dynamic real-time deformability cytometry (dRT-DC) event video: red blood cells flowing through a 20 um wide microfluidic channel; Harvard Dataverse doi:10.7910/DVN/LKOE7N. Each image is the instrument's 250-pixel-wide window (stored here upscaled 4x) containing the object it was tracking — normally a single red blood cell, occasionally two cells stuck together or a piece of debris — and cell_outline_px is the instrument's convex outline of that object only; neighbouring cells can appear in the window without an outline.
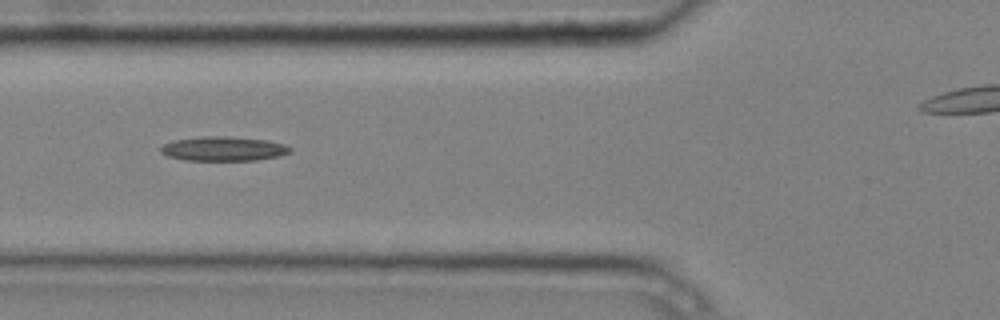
{"species": "common noctule bat (a hibernating species)", "species_latin": "Nyctalus noctula", "temperature_condition": "cold", "stored_images_in_passage": 8, "segment_of_instrument_passage": [1, 2], "camera_frame_rate_fps": 3000, "um_per_image_px": 0.085, "animal": {"sex": "male", "body_mass_g": 20.4}, "frame": {"image": 1, "passage_image": 6, "time_ms": 1.667, "image_size_px": [1000, 320], "cell_outline_px": [[292, 152], [280, 156], [256, 160], [184, 160], [168, 156], [160, 152], [160, 148], [164, 144], [172, 140], [204, 136], [228, 136], [268, 140], [284, 144], [292, 148]], "centroid_in_image_um": [19.01, 12.64], "position_along_channel_um": 106.8, "area_um2": 18.5}}
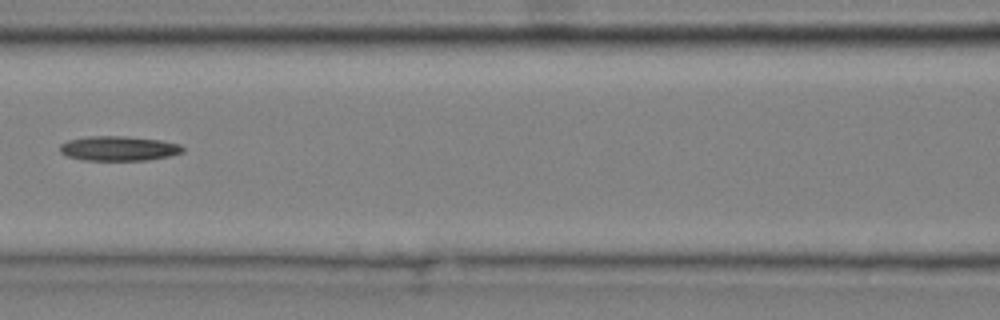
{"frame": {"image": 2, "passage_image": 7, "time_ms": 2.0, "image_size_px": [1000, 320], "cell_outline_px": [[184, 152], [168, 156], [148, 160], [84, 160], [68, 156], [60, 152], [60, 144], [68, 140], [88, 136], [124, 136], [160, 140], [180, 144], [184, 148]], "centroid_in_image_um": [10.09, 12.61], "position_along_channel_um": 156.5, "area_um2": 17.63}}